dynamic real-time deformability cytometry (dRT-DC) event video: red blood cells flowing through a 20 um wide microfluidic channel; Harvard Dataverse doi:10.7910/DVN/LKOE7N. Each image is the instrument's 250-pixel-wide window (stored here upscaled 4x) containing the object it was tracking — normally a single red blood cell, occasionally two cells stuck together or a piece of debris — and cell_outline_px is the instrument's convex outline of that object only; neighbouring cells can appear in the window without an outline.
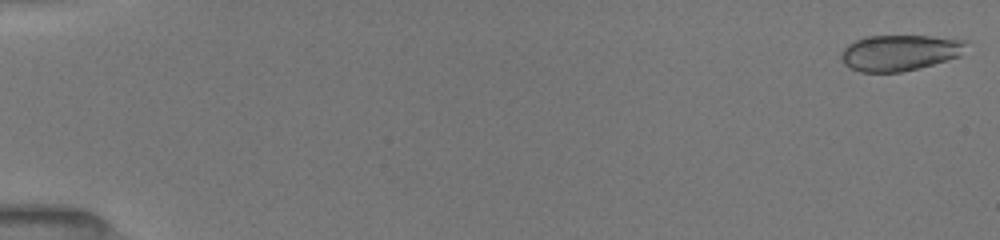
{"species": "common noctule bat (a hibernating species)", "species_latin": "Nyctalus noctula", "temperature_condition": "room temperature", "stored_images_in_passage": 51, "segment_of_instrument_passage": [1, 2], "camera_frame_rate_fps": 3000, "um_per_image_px": 0.085, "animal": {"sex": "female", "body_mass_g": 19.5, "forearm_length_mm": 54.1}, "frame": {"image": 1, "passage_image": 1, "time_ms": 0.0, "image_size_px": [1000, 240], "cell_outline_px": [[968, 40], [960, 56], [932, 64], [900, 72], [860, 72], [844, 64], [840, 56], [840, 52], [848, 44], [864, 36], [928, 36]], "centroid_in_image_um": [76.44, 4.47], "position_along_channel_um": 8.6, "area_um2": 26.01}}
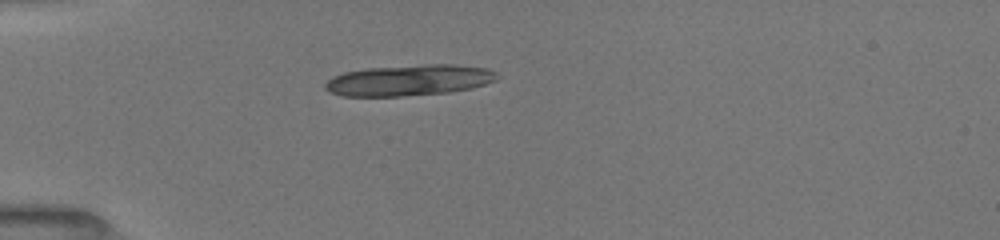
{"frame": {"image": 2, "passage_image": 15, "time_ms": 4.667, "image_size_px": [1000, 240], "cell_outline_px": [[500, 76], [496, 80], [472, 88], [448, 92], [400, 96], [340, 96], [328, 92], [324, 88], [324, 84], [332, 76], [344, 72], [368, 68], [428, 64], [456, 64], [488, 68], [496, 72]], "centroid_in_image_um": [34.76, 6.81], "position_along_channel_um": 50.2, "area_um2": 31.21}}